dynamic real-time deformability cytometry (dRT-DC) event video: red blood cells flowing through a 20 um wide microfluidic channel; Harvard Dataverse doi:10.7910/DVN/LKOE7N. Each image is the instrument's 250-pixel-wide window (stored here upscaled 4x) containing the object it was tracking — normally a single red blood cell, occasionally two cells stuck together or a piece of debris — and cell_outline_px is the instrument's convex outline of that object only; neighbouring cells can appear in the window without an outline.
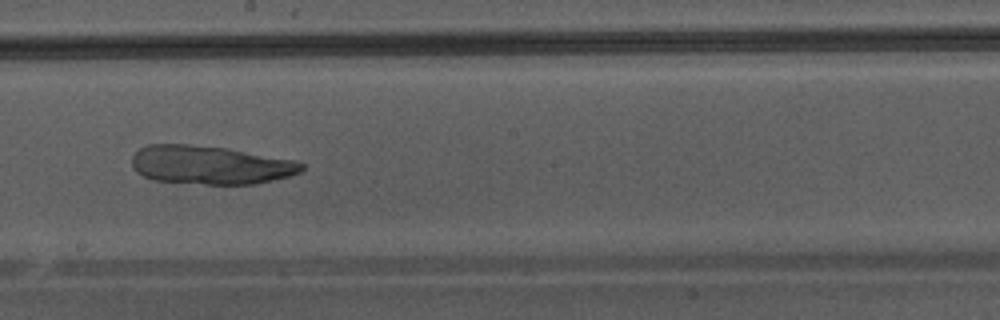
{"species": "Egyptian fruit bat (a non-hibernating species)", "species_latin": "Rousettus aegyptiacus", "temperature_condition": "warm", "stored_images_in_passage": 47, "camera_frame_rate_fps": 3000, "um_per_image_px": 0.085, "animal": {"sex": "male"}, "frame": {"image": 1, "passage_image": 27, "time_ms": 8.667, "image_size_px": [1000, 320], "cell_outline_px": [[304, 168], [300, 172], [288, 176], [256, 184], [204, 184], [152, 180], [136, 172], [132, 168], [132, 156], [140, 148], [148, 144], [188, 144], [224, 148], [292, 160], [304, 164]], "centroid_in_image_um": [17.81, 14.03], "position_along_channel_um": 230.4, "area_um2": 37.86}}